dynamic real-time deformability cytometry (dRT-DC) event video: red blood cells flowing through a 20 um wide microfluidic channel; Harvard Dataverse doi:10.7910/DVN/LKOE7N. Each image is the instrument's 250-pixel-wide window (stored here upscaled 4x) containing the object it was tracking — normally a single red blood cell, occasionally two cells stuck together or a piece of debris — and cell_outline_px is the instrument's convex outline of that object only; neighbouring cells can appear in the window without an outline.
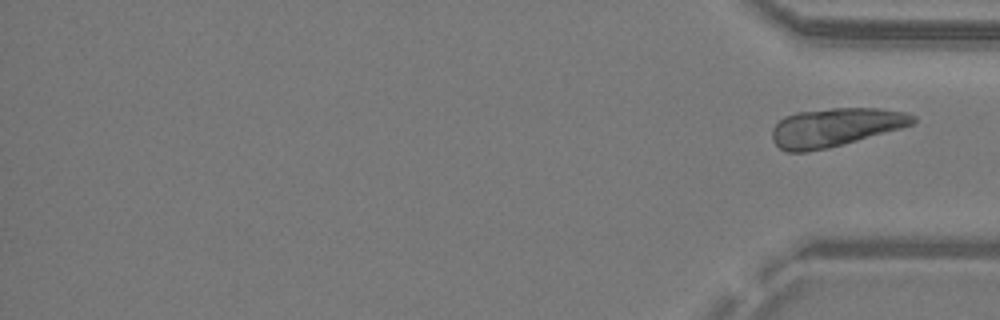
{"species": "common noctule bat (a hibernating species)", "species_latin": "Nyctalus noctula", "temperature_condition": "warm", "stored_images_in_passage": 29, "segment_of_instrument_passage": [2, 2], "camera_frame_rate_fps": 3000, "um_per_image_px": 0.085, "animal": {"sex": "male", "body_mass_g": 19.2, "forearm_length_mm": 51.8}, "frame": {"image": 1, "passage_image": 29, "time_ms": 9.333, "image_size_px": [1000, 320], "cell_outline_px": [[916, 124], [828, 148], [804, 152], [788, 152], [780, 148], [772, 140], [772, 128], [784, 116], [796, 112], [832, 108], [880, 108], [908, 112], [916, 116]], "centroid_in_image_um": [71.02, 10.8], "position_along_channel_um": 364.2, "area_um2": 31.67}}